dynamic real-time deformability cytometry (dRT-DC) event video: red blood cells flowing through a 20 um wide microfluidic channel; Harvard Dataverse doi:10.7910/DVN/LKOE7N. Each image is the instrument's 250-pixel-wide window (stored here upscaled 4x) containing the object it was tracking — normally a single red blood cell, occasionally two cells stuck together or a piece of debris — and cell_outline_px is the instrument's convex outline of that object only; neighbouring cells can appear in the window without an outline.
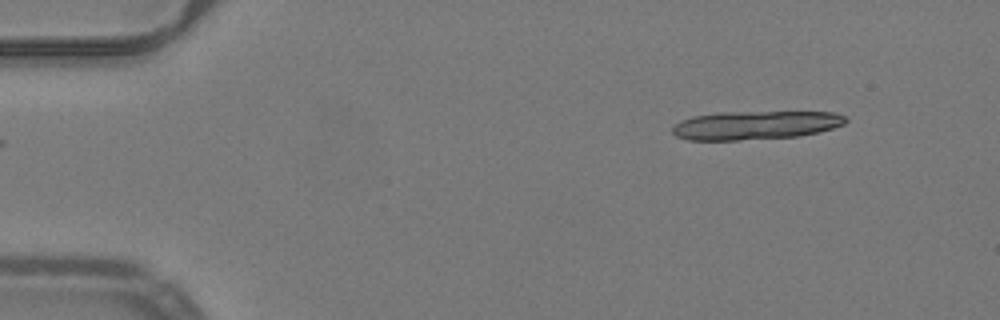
{"species": "common noctule bat (a hibernating species)", "species_latin": "Nyctalus noctula", "temperature_condition": "warm", "stored_images_in_passage": 12, "camera_frame_rate_fps": 3000, "um_per_image_px": 0.085, "animal": {"sex": "male", "body_mass_g": 19.2, "forearm_length_mm": 51.8}, "frame": {"image": 1, "passage_image": 1, "time_ms": 0.0, "image_size_px": [1000, 320], "cell_outline_px": [[848, 120], [844, 124], [832, 128], [816, 132], [796, 136], [740, 140], [688, 140], [676, 136], [672, 132], [672, 124], [680, 120], [692, 116], [720, 112], [832, 112], [844, 116]], "centroid_in_image_um": [64.13, 10.64], "position_along_channel_um": 20.9, "area_um2": 28.84}}